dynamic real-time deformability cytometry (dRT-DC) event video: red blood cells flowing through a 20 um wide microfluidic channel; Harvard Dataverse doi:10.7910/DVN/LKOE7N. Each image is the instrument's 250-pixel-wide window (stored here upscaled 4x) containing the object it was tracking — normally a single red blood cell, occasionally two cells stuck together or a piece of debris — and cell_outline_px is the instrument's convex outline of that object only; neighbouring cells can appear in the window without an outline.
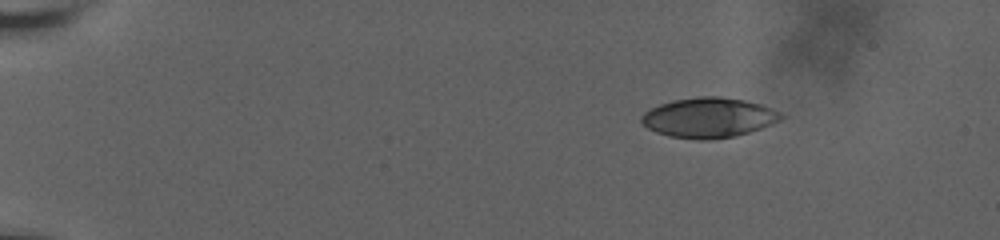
{"species": "human", "species_latin": "Homo sapiens", "temperature_condition": "room temperature", "stored_images_in_passage": 11, "camera_frame_rate_fps": 3000, "um_per_image_px": 0.085, "donor": {"sex": "male"}, "frame": {"image": 1, "passage_image": 1, "time_ms": 0.0, "image_size_px": [1000, 240], "cell_outline_px": [[784, 116], [780, 120], [772, 124], [748, 132], [732, 136], [708, 140], [700, 140], [668, 136], [656, 132], [648, 128], [640, 120], [640, 116], [644, 112], [660, 104], [672, 100], [700, 96], [720, 96], [744, 100], [760, 104], [772, 108], [780, 112]], "centroid_in_image_um": [60.22, 9.99], "position_along_channel_um": 24.8, "area_um2": 32.43}}
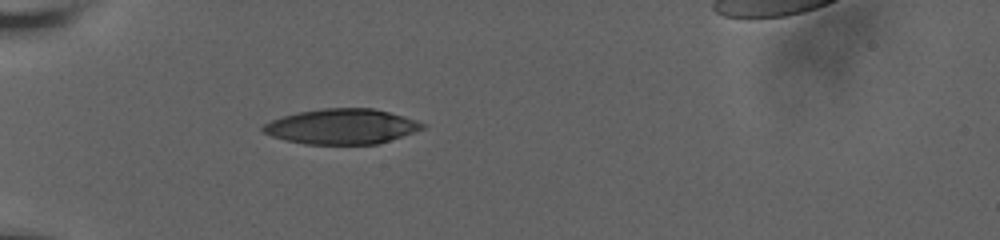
{"frame": {"image": 2, "passage_image": 7, "time_ms": 3.667, "image_size_px": [1000, 240], "cell_outline_px": [[424, 128], [376, 144], [304, 144], [284, 140], [272, 136], [264, 132], [260, 128], [264, 124], [280, 116], [296, 112], [324, 108], [372, 108], [404, 116], [416, 120], [424, 124]], "centroid_in_image_um": [28.97, 10.74], "position_along_channel_um": 56.0, "area_um2": 32.48}}
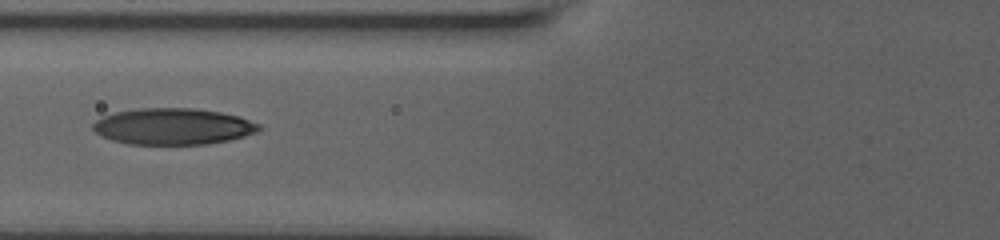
{"frame": {"image": 3, "passage_image": 10, "time_ms": 5.667, "image_size_px": [1000, 240], "cell_outline_px": [[260, 128], [256, 132], [244, 136], [228, 140], [204, 144], [128, 144], [112, 140], [100, 136], [92, 128], [92, 124], [96, 120], [104, 116], [116, 112], [140, 108], [196, 108], [220, 112], [240, 116], [260, 124]], "centroid_in_image_um": [14.69, 10.74], "position_along_channel_um": 111.1, "area_um2": 35.14}}